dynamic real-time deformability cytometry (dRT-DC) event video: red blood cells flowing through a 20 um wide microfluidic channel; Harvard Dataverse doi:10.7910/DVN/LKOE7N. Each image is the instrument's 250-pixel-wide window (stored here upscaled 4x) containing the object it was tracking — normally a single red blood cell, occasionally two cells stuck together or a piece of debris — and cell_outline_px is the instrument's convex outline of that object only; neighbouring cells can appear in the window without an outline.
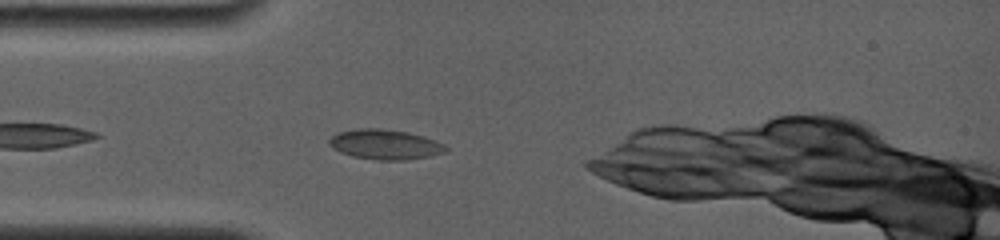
{"species": "common noctule bat (a hibernating species)", "species_latin": "Nyctalus noctula", "temperature_condition": "room temperature", "stored_images_in_passage": 20, "camera_frame_rate_fps": 4000, "um_per_image_px": 0.085, "animal": {"sex": "female", "body_mass_g": 19.0, "forearm_length_mm": 56.7}, "frame": {"image": 1, "passage_image": 5, "time_ms": 1.25, "image_size_px": [1000, 240], "cell_outline_px": [[448, 152], [408, 160], [376, 160], [352, 156], [340, 152], [332, 148], [328, 144], [328, 140], [336, 132], [356, 128], [380, 128], [408, 132], [424, 136], [444, 144], [448, 148]], "centroid_in_image_um": [32.71, 12.27], "position_along_channel_um": 52.3, "area_um2": 20.63}}
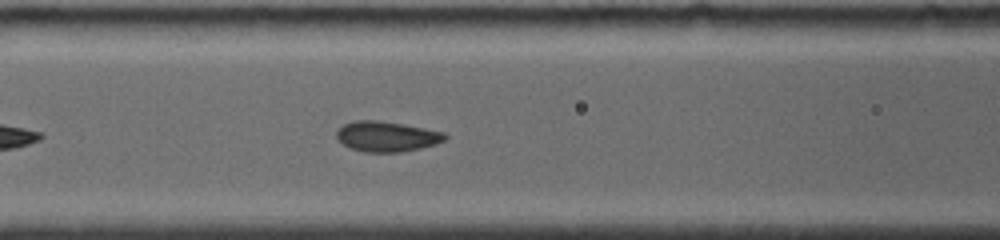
{"frame": {"image": 2, "passage_image": 12, "time_ms": 3.5, "image_size_px": [1000, 240], "cell_outline_px": [[448, 136], [444, 140], [436, 144], [420, 148], [400, 152], [364, 152], [348, 148], [336, 136], [336, 132], [344, 124], [352, 120], [376, 120], [404, 124], [444, 132]], "centroid_in_image_um": [32.86, 11.6], "position_along_channel_um": 133.7, "area_um2": 19.13}}
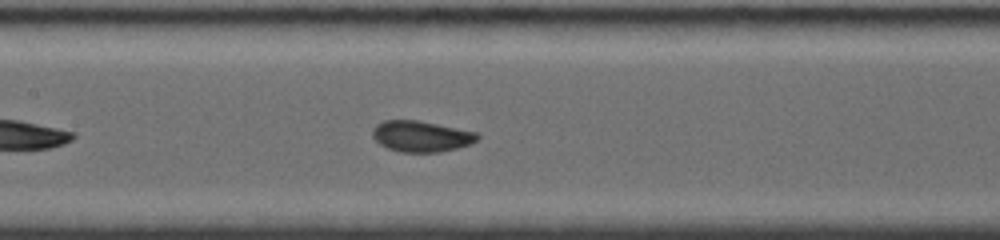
{"frame": {"image": 3, "passage_image": 16, "time_ms": 4.5, "image_size_px": [1000, 240], "cell_outline_px": [[480, 136], [476, 140], [468, 144], [456, 148], [440, 152], [400, 152], [388, 148], [380, 144], [372, 136], [372, 128], [376, 124], [384, 120], [420, 120], [476, 132]], "centroid_in_image_um": [35.76, 11.57], "position_along_channel_um": 171.6, "area_um2": 18.9}}